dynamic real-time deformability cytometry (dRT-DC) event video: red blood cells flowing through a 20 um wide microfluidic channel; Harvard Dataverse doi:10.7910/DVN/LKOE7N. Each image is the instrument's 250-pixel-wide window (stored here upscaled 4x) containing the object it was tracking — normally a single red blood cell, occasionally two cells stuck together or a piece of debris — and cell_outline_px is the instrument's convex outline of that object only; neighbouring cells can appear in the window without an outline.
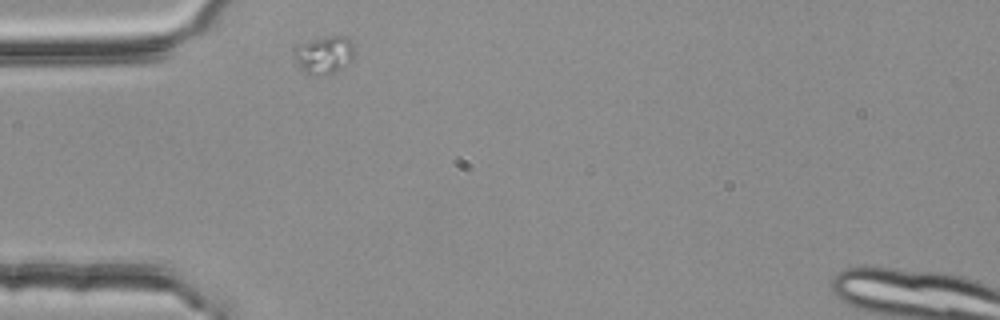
{"species": "common noctule bat (a hibernating species)", "species_latin": "Nyctalus noctula", "temperature_condition": "room temperature", "stored_images_in_passage": 6, "camera_frame_rate_fps": 3000, "um_per_image_px": 0.085, "animal": {"sex": "female", "body_mass_g": 25.1}, "frame": {"image": 1, "passage_image": 1, "time_ms": 0.0, "image_size_px": [1000, 320], "cell_outline_px": [[352, 60], [348, 64], [332, 72], [320, 76], [312, 76], [304, 72], [300, 68], [292, 56], [300, 44], [312, 40], [332, 36], [344, 36], [352, 44]], "centroid_in_image_um": [27.51, 4.69], "position_along_channel_um": 57.5, "area_um2": 12.89}}